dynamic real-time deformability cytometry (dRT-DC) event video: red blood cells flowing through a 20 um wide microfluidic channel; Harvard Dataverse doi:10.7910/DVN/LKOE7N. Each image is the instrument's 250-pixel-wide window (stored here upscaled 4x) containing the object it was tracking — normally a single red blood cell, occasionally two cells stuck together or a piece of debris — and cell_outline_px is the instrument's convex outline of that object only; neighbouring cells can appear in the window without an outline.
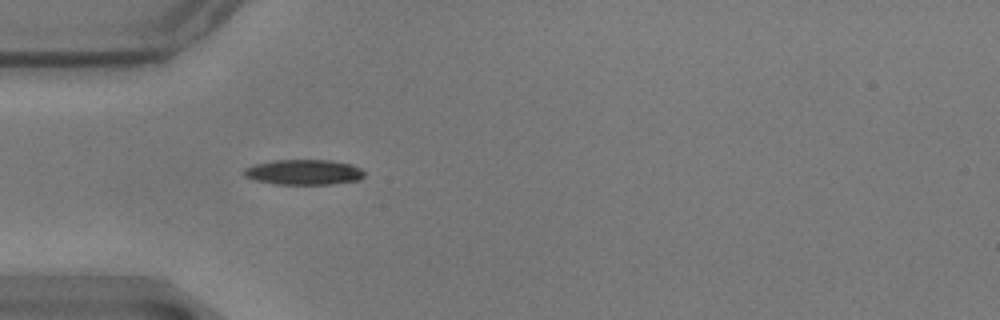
{"species": "common noctule bat (a hibernating species)", "species_latin": "Nyctalus noctula", "temperature_condition": "warm", "stored_images_in_passage": 6, "camera_frame_rate_fps": 3000, "um_per_image_px": 0.085, "animal": {"sex": "male", "body_mass_g": 17.9}, "frame": {"image": 1, "passage_image": 1, "time_ms": 0.0, "image_size_px": [1000, 320], "cell_outline_px": [[364, 176], [360, 180], [332, 184], [276, 184], [256, 180], [244, 176], [240, 172], [244, 168], [252, 164], [276, 160], [332, 160], [352, 164], [360, 168], [364, 172]], "centroid_in_image_um": [25.8, 14.63], "position_along_channel_um": 59.2, "area_um2": 17.92}}
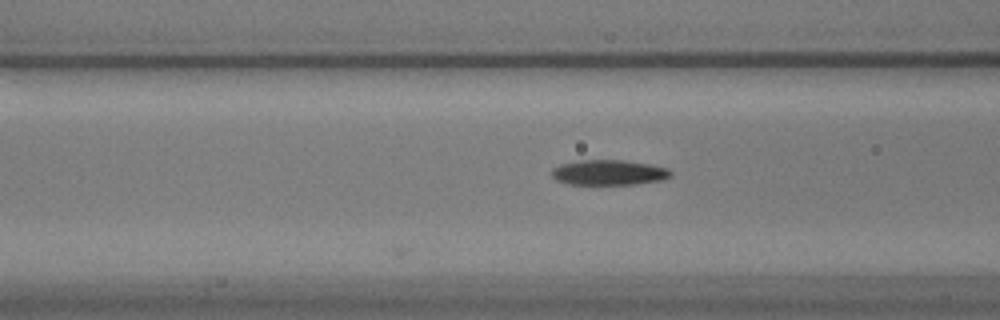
{"frame": {"image": 2, "passage_image": 6, "time_ms": 1.667, "image_size_px": [1000, 320], "cell_outline_px": [[672, 176], [664, 180], [636, 184], [568, 184], [556, 180], [552, 176], [552, 168], [560, 164], [580, 160], [624, 160], [648, 164], [668, 168], [672, 172]], "centroid_in_image_um": [51.77, 14.66], "position_along_channel_um": 114.8, "area_um2": 17.57}}